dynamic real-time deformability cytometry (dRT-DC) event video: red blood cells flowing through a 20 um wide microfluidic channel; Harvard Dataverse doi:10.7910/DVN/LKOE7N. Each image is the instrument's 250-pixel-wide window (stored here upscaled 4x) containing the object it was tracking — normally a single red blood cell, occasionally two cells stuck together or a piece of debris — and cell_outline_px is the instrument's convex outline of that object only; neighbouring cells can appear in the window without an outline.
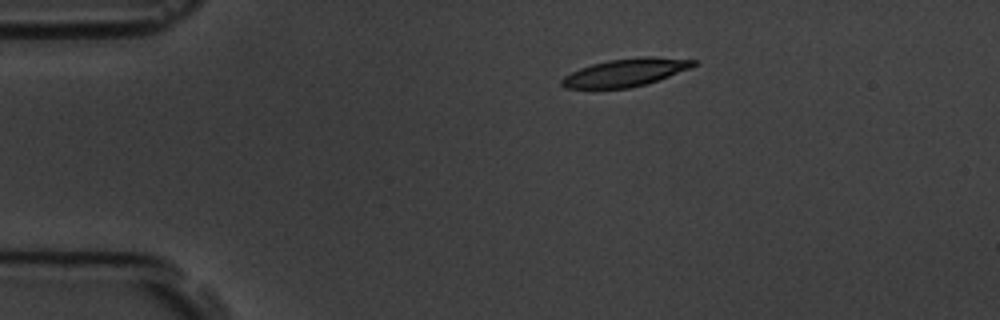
{"species": "common noctule bat (a hibernating species)", "species_latin": "Nyctalus noctula", "temperature_condition": "room temperature", "stored_images_in_passage": 48, "camera_frame_rate_fps": 3000, "um_per_image_px": 0.085, "animal": {"sex": "male", "body_mass_g": 19.5, "forearm_length_mm": 54.6}, "frame": {"image": 1, "passage_image": 1, "time_ms": 0.0, "image_size_px": [1000, 320], "cell_outline_px": [[696, 64], [692, 68], [644, 84], [628, 88], [564, 88], [560, 84], [560, 80], [564, 76], [580, 68], [592, 64], [608, 60], [644, 56], [652, 56], [696, 60]], "centroid_in_image_um": [53.16, 6.15], "position_along_channel_um": 31.8, "area_um2": 21.15}}
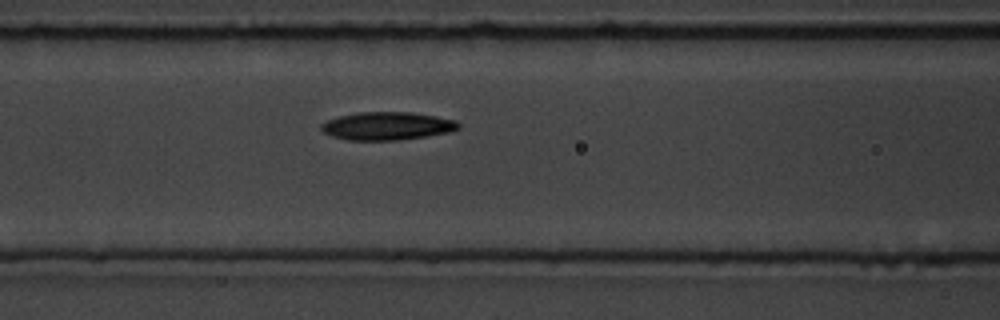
{"frame": {"image": 2, "passage_image": 14, "time_ms": 4.333, "image_size_px": [1000, 320], "cell_outline_px": [[460, 128], [448, 132], [424, 136], [396, 140], [348, 140], [332, 136], [324, 132], [320, 128], [320, 124], [328, 120], [340, 116], [360, 112], [412, 112], [436, 116], [456, 120], [460, 124]], "centroid_in_image_um": [32.91, 10.7], "position_along_channel_um": 133.7, "area_um2": 22.25}}
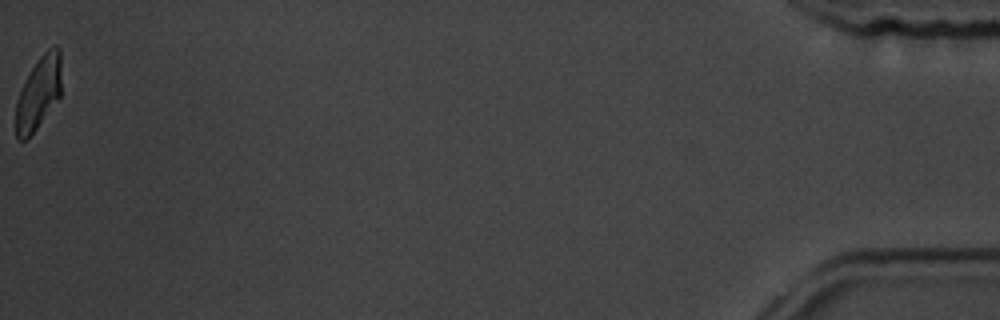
{"frame": {"image": 3, "passage_image": 48, "time_ms": 15.667, "image_size_px": [1000, 320], "cell_outline_px": [[60, 96], [36, 128], [24, 140], [20, 140], [16, 136], [16, 100], [36, 60], [48, 48], [56, 44], [60, 48]], "centroid_in_image_um": [3.28, 7.86], "position_along_channel_um": 431.9, "area_um2": 18.84}, "authors_computed_cell_mechanics": {"area_um2": 21.9062, "velocity_mm_per_s": 3.527, "shape_relaxation_time_tau1_ms": 6.2876, "shape_relaxation_time_tau2_ms": 5.5981, "deformation_change_tau1": 0.1728, "deformation_change_tau2": 0.1338}}